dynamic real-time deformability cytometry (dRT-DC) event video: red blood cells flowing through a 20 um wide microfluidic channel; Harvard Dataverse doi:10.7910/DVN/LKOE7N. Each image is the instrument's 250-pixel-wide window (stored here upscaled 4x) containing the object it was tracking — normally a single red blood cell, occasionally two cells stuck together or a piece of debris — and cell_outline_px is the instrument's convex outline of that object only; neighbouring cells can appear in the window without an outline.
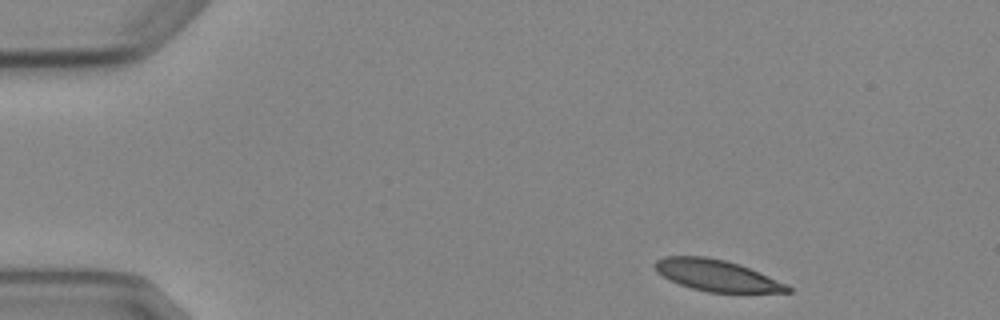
{"species": "Egyptian fruit bat (a non-hibernating species)", "species_latin": "Rousettus aegyptiacus", "temperature_condition": "cold", "stored_images_in_passage": 8, "camera_frame_rate_fps": 3000, "um_per_image_px": 0.085, "animal": {"sex": "female"}, "frame": {"image": 1, "passage_image": 1, "time_ms": 0.0, "image_size_px": [1000, 320], "cell_outline_px": [[792, 292], [708, 292], [692, 288], [680, 284], [656, 272], [652, 264], [656, 260], [664, 256], [704, 256], [724, 260], [740, 264], [788, 284], [792, 288]], "centroid_in_image_um": [60.92, 23.4], "position_along_channel_um": 24.1, "area_um2": 24.16}}
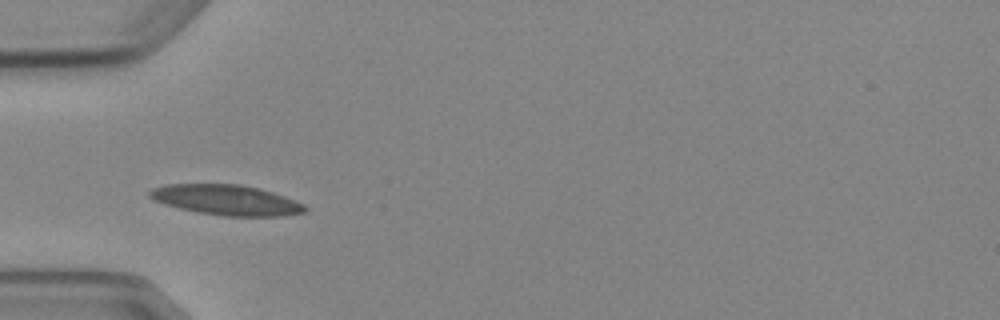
{"frame": {"image": 2, "passage_image": 3, "time_ms": 3.333, "image_size_px": [1000, 320], "cell_outline_px": [[308, 208], [304, 212], [284, 216], [224, 216], [196, 212], [164, 204], [148, 196], [148, 192], [152, 188], [168, 184], [240, 184], [260, 188], [296, 200], [304, 204]], "centroid_in_image_um": [19.26, 17.0], "position_along_channel_um": 65.7, "area_um2": 27.46}}
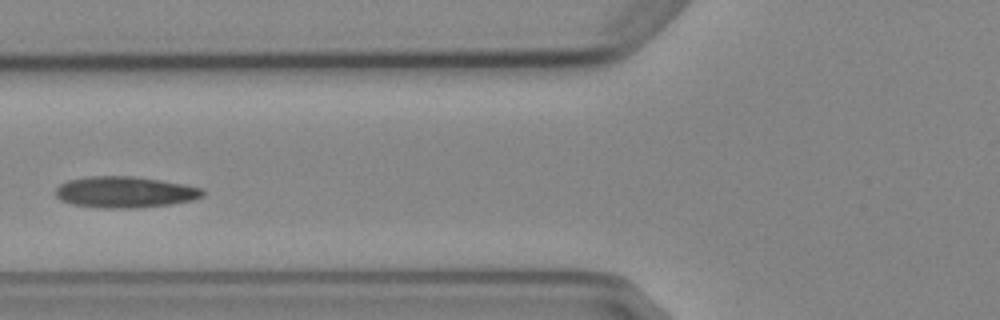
{"frame": {"image": 3, "passage_image": 4, "time_ms": 4.667, "image_size_px": [1000, 320], "cell_outline_px": [[204, 196], [192, 200], [168, 204], [136, 208], [104, 208], [72, 204], [60, 200], [56, 196], [56, 188], [60, 184], [68, 180], [88, 176], [132, 176], [160, 180], [184, 184], [200, 188], [204, 192]], "centroid_in_image_um": [10.59, 16.32], "position_along_channel_um": 115.2, "area_um2": 26.65}}